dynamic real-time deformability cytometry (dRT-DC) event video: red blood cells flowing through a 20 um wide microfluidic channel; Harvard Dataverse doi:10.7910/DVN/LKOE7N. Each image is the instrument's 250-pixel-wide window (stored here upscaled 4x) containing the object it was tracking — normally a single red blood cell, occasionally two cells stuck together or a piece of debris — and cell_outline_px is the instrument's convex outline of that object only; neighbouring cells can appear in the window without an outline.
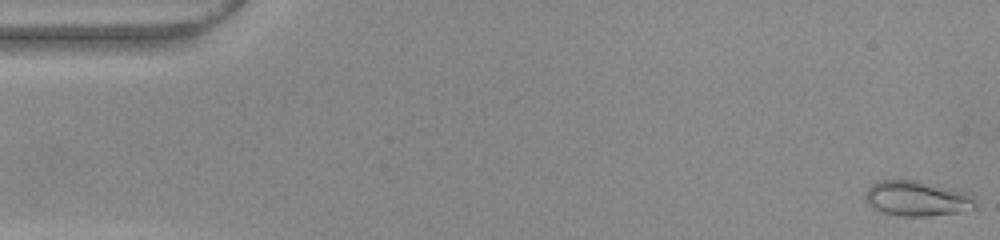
{"species": "common noctule bat (a hibernating species)", "species_latin": "Nyctalus noctula", "temperature_condition": "warm", "stored_images_in_passage": 8, "camera_frame_rate_fps": 3000, "um_per_image_px": 0.085, "animal": {"sex": "female", "body_mass_g": 22.0, "forearm_length_mm": 56.7}, "frame": {"image": 1, "passage_image": 1, "time_ms": 0.0, "image_size_px": [1000, 240], "cell_outline_px": [[976, 208], [960, 212], [928, 216], [900, 216], [884, 212], [872, 208], [864, 200], [864, 192], [872, 184], [880, 180], [920, 180], [968, 192], [972, 196], [976, 204]], "centroid_in_image_um": [77.94, 16.86], "position_along_channel_um": 7.1, "area_um2": 22.89}}